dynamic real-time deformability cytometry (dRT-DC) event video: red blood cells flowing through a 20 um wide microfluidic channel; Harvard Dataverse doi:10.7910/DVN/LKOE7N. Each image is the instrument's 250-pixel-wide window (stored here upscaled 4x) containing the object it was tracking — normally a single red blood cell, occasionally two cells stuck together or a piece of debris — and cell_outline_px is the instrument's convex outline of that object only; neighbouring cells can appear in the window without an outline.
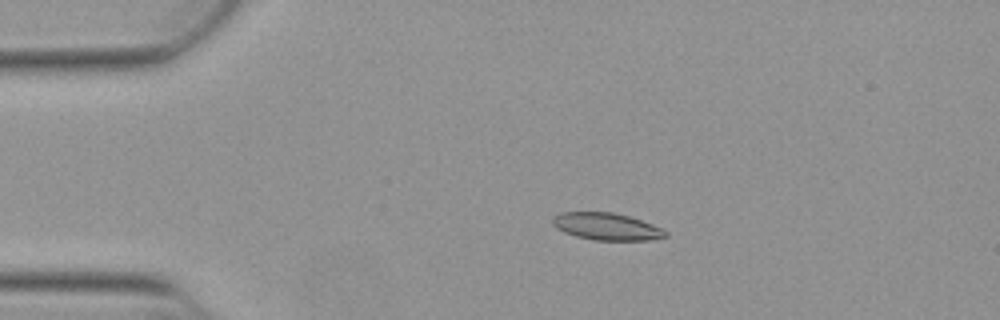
{"species": "Egyptian fruit bat (a non-hibernating species)", "species_latin": "Rousettus aegyptiacus", "temperature_condition": "warm", "stored_images_in_passage": 53, "camera_frame_rate_fps": 3000, "um_per_image_px": 0.085, "animal": {"sex": "female"}, "frame": {"image": 1, "passage_image": 11, "time_ms": 3.333, "image_size_px": [1000, 320], "cell_outline_px": [[668, 236], [648, 240], [592, 240], [576, 236], [564, 232], [556, 228], [552, 224], [552, 216], [560, 212], [612, 212], [628, 216], [652, 224], [668, 232]], "centroid_in_image_um": [51.52, 19.25], "position_along_channel_um": 33.5, "area_um2": 17.86}}
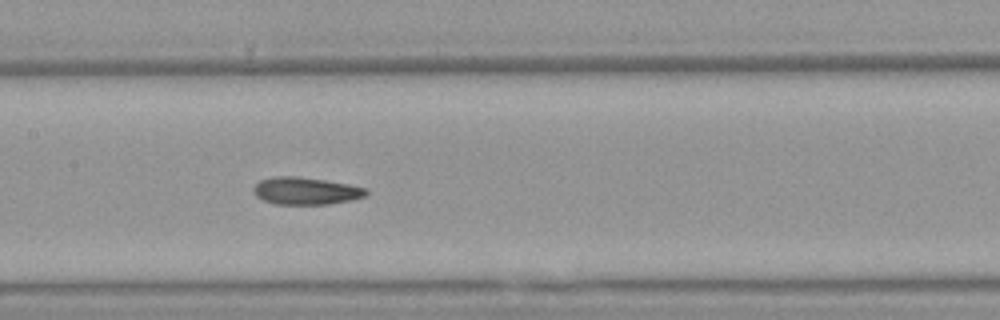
{"frame": {"image": 2, "passage_image": 26, "time_ms": 8.333, "image_size_px": [1000, 320], "cell_outline_px": [[368, 192], [364, 196], [352, 200], [328, 204], [272, 204], [256, 196], [252, 192], [252, 188], [260, 180], [272, 176], [300, 176], [348, 184], [368, 188]], "centroid_in_image_um": [25.96, 16.22], "position_along_channel_um": 181.4, "area_um2": 18.09}}
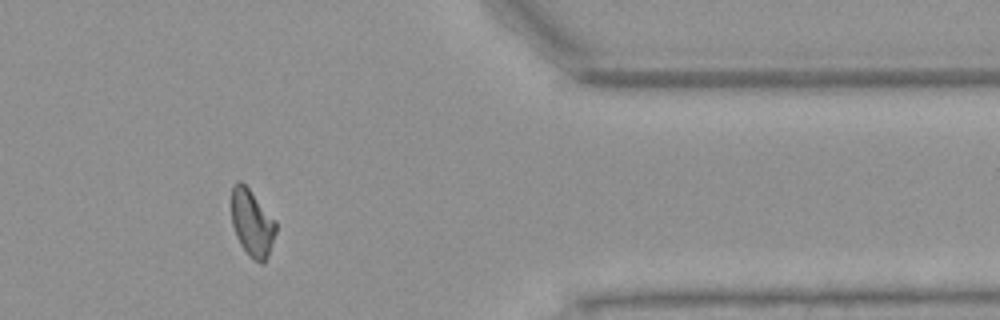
{"frame": {"image": 3, "passage_image": 44, "time_ms": 14.333, "image_size_px": [1000, 320], "cell_outline_px": [[276, 232], [268, 256], [264, 264], [260, 264], [240, 244], [236, 236], [232, 224], [232, 184], [236, 180], [240, 180], [248, 188], [276, 220]], "centroid_in_image_um": [21.43, 18.93], "position_along_channel_um": 390.0, "area_um2": 17.17}, "authors_computed_cell_mechanics": {"area_um2": 17.6868, "velocity_mm_per_s": 3.8585, "shape_relaxation_time_tau1_ms": null, "shape_relaxation_time_tau2_ms": 1.9759, "deformation_change_tau1": null, "deformation_change_tau2": 0.0677}}